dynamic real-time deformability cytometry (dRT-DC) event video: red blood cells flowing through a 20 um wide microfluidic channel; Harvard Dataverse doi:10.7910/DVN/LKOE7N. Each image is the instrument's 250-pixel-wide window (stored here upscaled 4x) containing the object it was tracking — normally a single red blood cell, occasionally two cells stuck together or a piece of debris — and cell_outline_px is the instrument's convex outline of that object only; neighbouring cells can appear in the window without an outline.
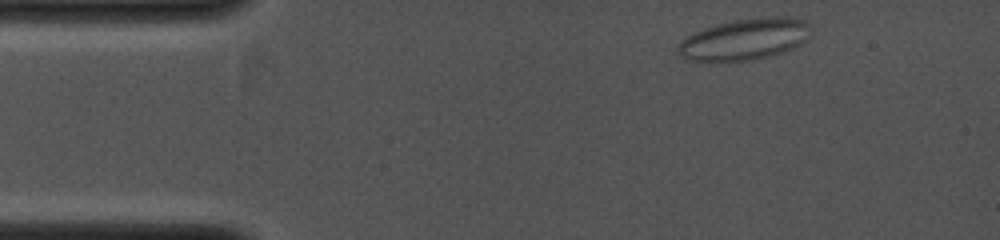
{"species": "common noctule bat (a hibernating species)", "species_latin": "Nyctalus noctula", "temperature_condition": "cold", "stored_images_in_passage": 16, "camera_frame_rate_fps": 4000, "um_per_image_px": 0.085, "animal": {"sex": "female", "body_mass_g": 19.0, "forearm_length_mm": 53.3}, "frame": {"image": 1, "passage_image": 2, "time_ms": 0.25, "image_size_px": [1000, 240], "cell_outline_px": [[812, 36], [800, 44], [792, 48], [768, 56], [748, 60], [684, 60], [676, 52], [676, 48], [688, 36], [704, 28], [716, 24], [736, 20], [780, 16], [792, 16], [804, 20], [812, 28]], "centroid_in_image_um": [63.35, 3.32], "position_along_channel_um": 21.7, "area_um2": 31.67}}
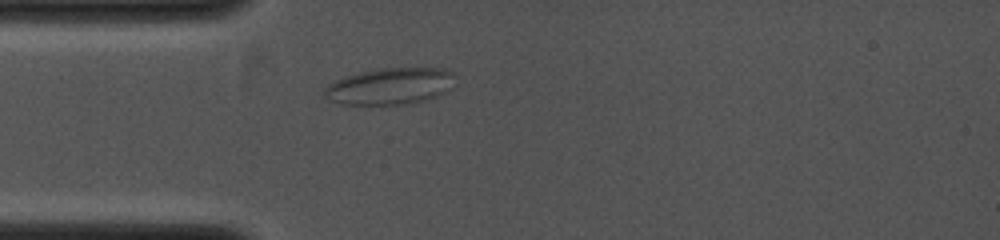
{"frame": {"image": 2, "passage_image": 14, "time_ms": 2.0, "image_size_px": [1000, 240], "cell_outline_px": [[452, 88], [436, 96], [424, 100], [404, 104], [340, 104], [320, 96], [324, 88], [328, 84], [344, 76], [360, 72], [380, 68], [444, 68], [452, 72]], "centroid_in_image_um": [33.08, 7.32], "position_along_channel_um": 51.9, "area_um2": 27.86}}